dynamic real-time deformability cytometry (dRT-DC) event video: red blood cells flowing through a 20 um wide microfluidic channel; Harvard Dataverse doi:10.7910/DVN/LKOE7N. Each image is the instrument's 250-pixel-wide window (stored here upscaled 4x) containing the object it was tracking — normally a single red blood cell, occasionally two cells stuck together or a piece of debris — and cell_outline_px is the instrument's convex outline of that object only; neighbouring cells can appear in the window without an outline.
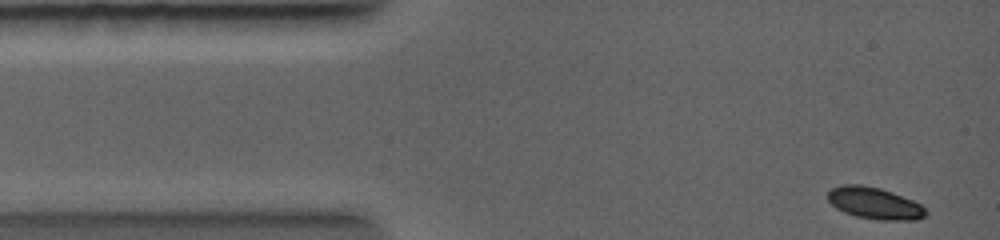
{"species": "common noctule bat (a hibernating species)", "species_latin": "Nyctalus noctula", "temperature_condition": "warm", "stored_images_in_passage": 42, "camera_frame_rate_fps": 5000, "um_per_image_px": 0.085, "animal": {"sex": "female", "body_mass_g": 19.0, "forearm_length_mm": 56.7}, "frame": {"image": 1, "passage_image": 1, "time_ms": 0.0, "image_size_px": [1000, 240], "cell_outline_px": [[928, 212], [924, 216], [916, 220], [880, 220], [856, 216], [844, 212], [836, 208], [828, 200], [828, 192], [832, 188], [844, 184], [860, 184], [880, 188], [892, 192], [912, 200], [920, 204]], "centroid_in_image_um": [74.33, 17.27], "position_along_channel_um": 10.7, "area_um2": 18.03}}
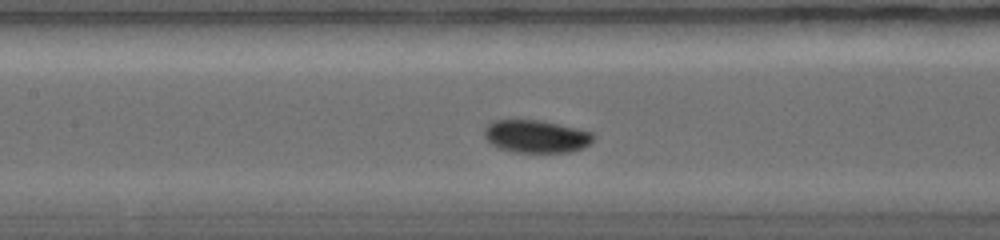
{"frame": {"image": 2, "passage_image": 19, "time_ms": 4.4, "image_size_px": [1000, 240], "cell_outline_px": [[596, 136], [584, 148], [572, 152], [512, 152], [496, 148], [484, 136], [484, 128], [492, 120], [540, 120], [560, 124], [592, 132]], "centroid_in_image_um": [45.56, 11.59], "position_along_channel_um": 161.8, "area_um2": 20.98}}
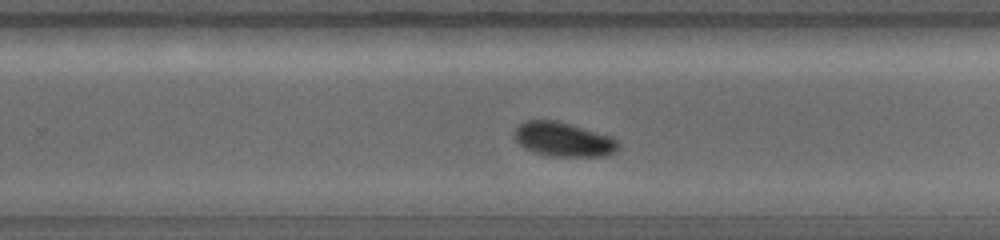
{"frame": {"image": 3, "passage_image": 29, "time_ms": 6.8, "image_size_px": [1000, 240], "cell_outline_px": [[620, 148], [608, 156], [548, 156], [524, 148], [512, 136], [516, 128], [524, 120], [556, 120], [572, 124], [612, 136], [620, 144]], "centroid_in_image_um": [47.91, 11.84], "position_along_channel_um": 281.9, "area_um2": 20.98}}